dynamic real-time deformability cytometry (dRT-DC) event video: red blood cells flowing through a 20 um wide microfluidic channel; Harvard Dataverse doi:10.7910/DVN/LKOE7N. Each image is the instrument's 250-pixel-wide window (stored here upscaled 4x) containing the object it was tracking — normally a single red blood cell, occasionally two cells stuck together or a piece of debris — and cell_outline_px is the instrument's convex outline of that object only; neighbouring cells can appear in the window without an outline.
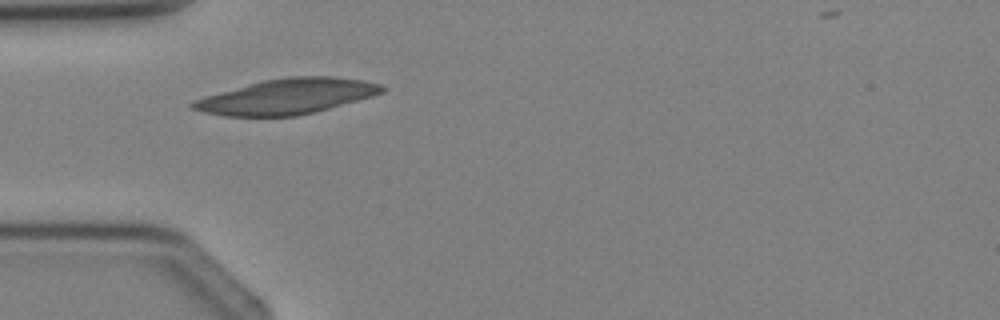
{"species": "Egyptian fruit bat (a non-hibernating species)", "species_latin": "Rousettus aegyptiacus", "temperature_condition": "cold", "stored_images_in_passage": 1, "camera_frame_rate_fps": 3000, "um_per_image_px": 0.085, "animal": {"sex": "female"}, "frame": {"image": 1, "passage_image": 1, "time_ms": 0.0, "image_size_px": [1000, 320], "cell_outline_px": [[384, 92], [372, 96], [316, 112], [296, 116], [224, 116], [204, 112], [192, 108], [188, 104], [192, 100], [204, 96], [264, 80], [288, 76], [336, 76], [364, 80], [380, 84], [384, 88]], "centroid_in_image_um": [24.39, 8.19], "position_along_channel_um": 60.6, "area_um2": 38.9}}